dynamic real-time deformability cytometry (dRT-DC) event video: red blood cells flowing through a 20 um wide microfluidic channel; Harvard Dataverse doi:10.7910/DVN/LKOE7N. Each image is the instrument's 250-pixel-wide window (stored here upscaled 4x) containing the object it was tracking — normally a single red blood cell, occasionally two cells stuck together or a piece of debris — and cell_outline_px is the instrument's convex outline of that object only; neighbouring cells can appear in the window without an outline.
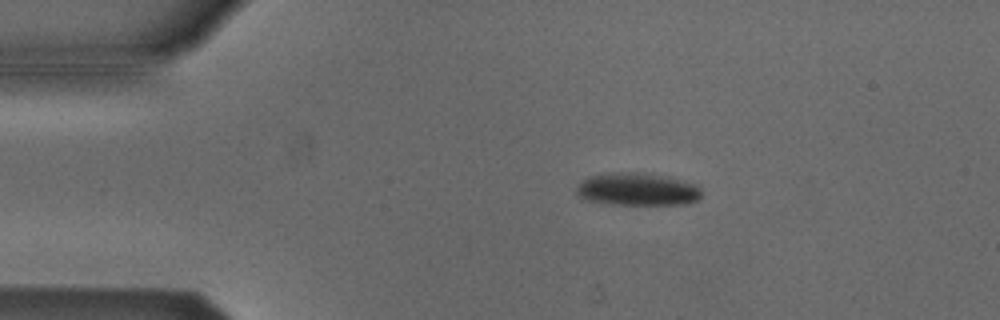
{"species": "Egyptian fruit bat (a non-hibernating species)", "species_latin": "Rousettus aegyptiacus", "temperature_condition": "cold", "stored_images_in_passage": 45, "camera_frame_rate_fps": 3000, "um_per_image_px": 0.085, "animal": {"sex": "male"}, "frame": {"image": 1, "passage_image": 2, "time_ms": 0.333, "image_size_px": [1000, 320], "cell_outline_px": [[700, 196], [696, 200], [684, 204], [612, 204], [588, 200], [580, 196], [576, 192], [576, 188], [580, 180], [588, 176], [608, 172], [636, 172], [664, 176], [696, 184], [700, 188]], "centroid_in_image_um": [54.12, 16.07], "position_along_channel_um": 30.9, "area_um2": 23.7}}
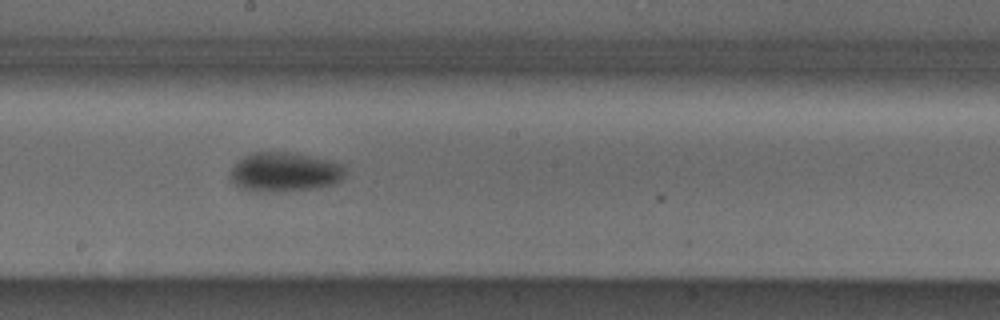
{"frame": {"image": 2, "passage_image": 21, "time_ms": 6.667, "image_size_px": [1000, 320], "cell_outline_px": [[344, 176], [336, 184], [316, 188], [276, 192], [256, 192], [236, 188], [228, 176], [232, 168], [244, 156], [252, 152], [292, 152], [344, 164]], "centroid_in_image_um": [24.15, 14.64], "position_along_channel_um": 224.1, "area_um2": 26.7}}
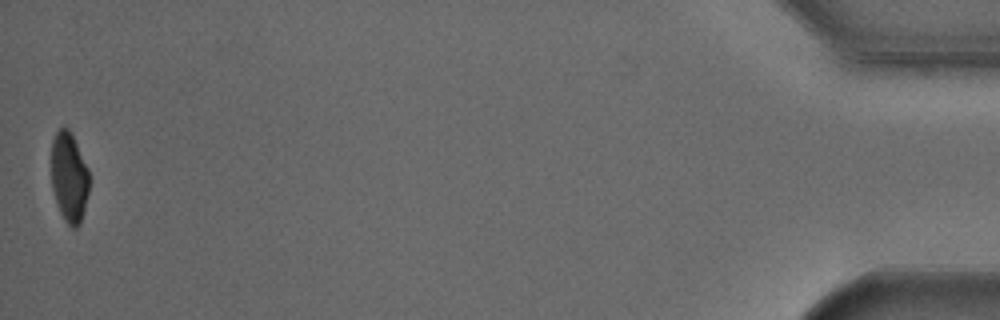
{"frame": {"image": 3, "passage_image": 45, "time_ms": 14.667, "image_size_px": [1000, 320], "cell_outline_px": [[88, 192], [80, 224], [76, 228], [72, 228], [64, 220], [56, 204], [52, 188], [52, 140], [56, 132], [60, 128], [68, 128], [72, 132], [88, 168]], "centroid_in_image_um": [5.87, 15.05], "position_along_channel_um": 429.3, "area_um2": 19.83}, "authors_computed_cell_mechanics": {"area_um2": 24.9696, "velocity_mm_per_s": 3.8228, "shape_relaxation_time_tau1_ms": 3.0319, "shape_relaxation_time_tau2_ms": null, "deformation_change_tau1": 0.1033, "deformation_change_tau2": null}}